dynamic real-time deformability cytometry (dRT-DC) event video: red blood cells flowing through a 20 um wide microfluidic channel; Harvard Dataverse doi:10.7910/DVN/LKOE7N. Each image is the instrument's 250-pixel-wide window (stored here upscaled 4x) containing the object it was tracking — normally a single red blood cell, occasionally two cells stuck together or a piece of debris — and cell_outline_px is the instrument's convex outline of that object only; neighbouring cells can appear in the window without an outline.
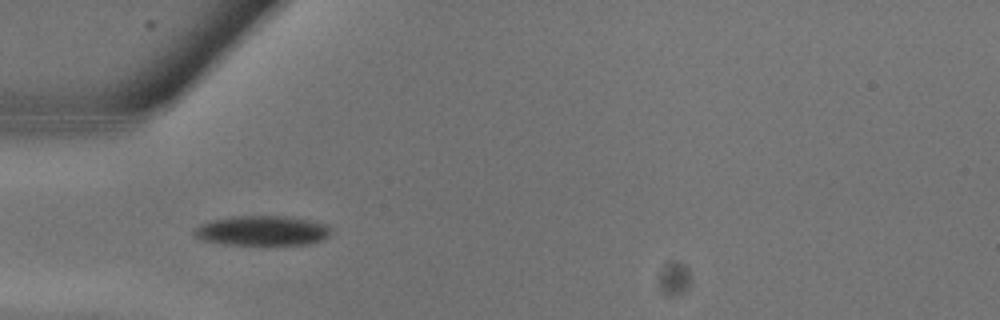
{"species": "common noctule bat (a hibernating species)", "species_latin": "Nyctalus noctula", "temperature_condition": "warm", "stored_images_in_passage": 12, "camera_frame_rate_fps": 3000, "um_per_image_px": 0.085, "animal": {"sex": "male", "body_mass_g": 13.3}, "frame": {"image": 1, "passage_image": 9, "time_ms": 2.667, "image_size_px": [1000, 320], "cell_outline_px": [[332, 236], [324, 240], [308, 244], [224, 244], [204, 240], [196, 236], [192, 232], [200, 224], [212, 220], [236, 216], [284, 216], [312, 220], [324, 224], [332, 232]], "centroid_in_image_um": [22.34, 19.6], "position_along_channel_um": 62.7, "area_um2": 23.64}}
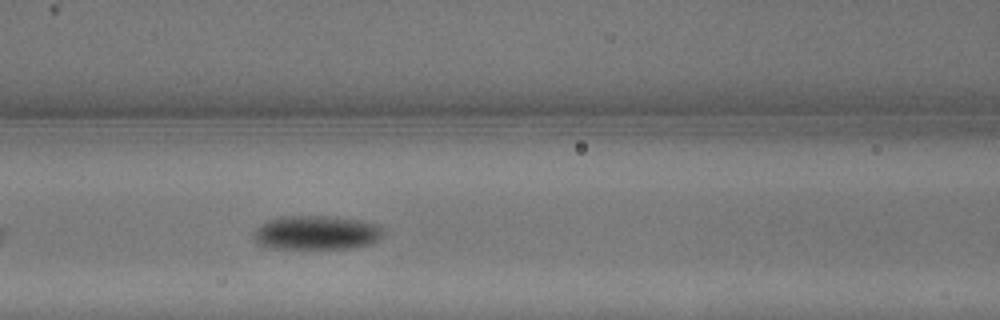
{"frame": {"image": 2, "passage_image": 12, "time_ms": 3.667, "image_size_px": [1000, 320], "cell_outline_px": [[384, 232], [372, 244], [352, 248], [268, 248], [260, 244], [256, 240], [252, 232], [260, 224], [268, 220], [280, 216], [328, 216], [356, 220], [380, 224], [384, 228]], "centroid_in_image_um": [26.89, 19.77], "position_along_channel_um": 139.7, "area_um2": 25.78}}